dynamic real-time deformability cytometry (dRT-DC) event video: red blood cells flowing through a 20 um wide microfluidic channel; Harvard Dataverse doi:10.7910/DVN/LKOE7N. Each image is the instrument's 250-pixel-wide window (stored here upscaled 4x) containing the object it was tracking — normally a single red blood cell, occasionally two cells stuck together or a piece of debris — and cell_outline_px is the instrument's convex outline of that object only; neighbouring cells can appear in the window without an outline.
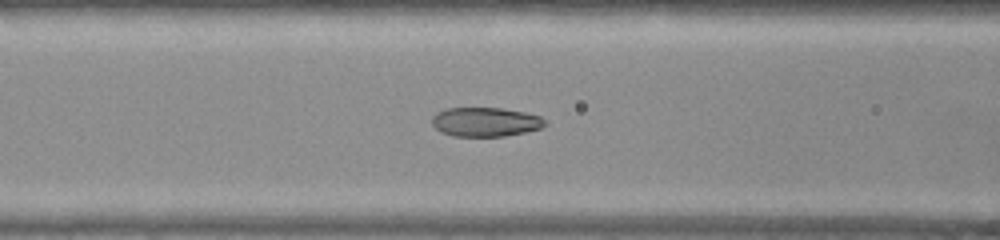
{"species": "common noctule bat (a hibernating species)", "species_latin": "Nyctalus noctula", "temperature_condition": "warm", "stored_images_in_passage": 51, "camera_frame_rate_fps": 3000, "um_per_image_px": 0.085, "animal": {"sex": "female", "body_mass_g": 22.0, "forearm_length_mm": 56.7}, "frame": {"image": 1, "passage_image": 19, "time_ms": 6.0, "image_size_px": [1000, 240], "cell_outline_px": [[548, 124], [540, 128], [524, 132], [504, 136], [452, 136], [440, 132], [432, 124], [432, 116], [436, 112], [448, 108], [500, 108], [524, 112], [540, 116]], "centroid_in_image_um": [41.23, 10.36], "position_along_channel_um": 125.4, "area_um2": 19.19}}
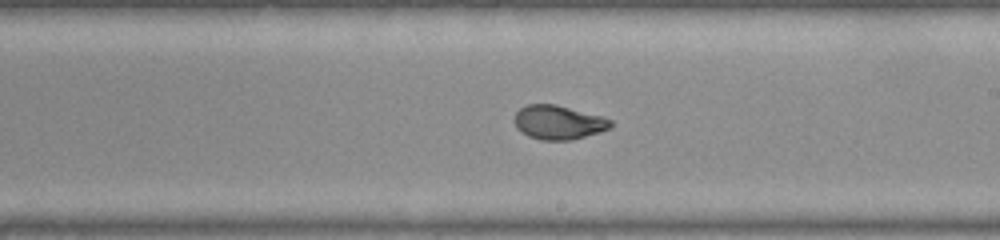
{"frame": {"image": 2, "passage_image": 28, "time_ms": 9.0, "image_size_px": [1000, 240], "cell_outline_px": [[612, 124], [608, 128], [600, 132], [572, 140], [540, 140], [528, 136], [520, 132], [516, 128], [516, 112], [520, 108], [528, 104], [556, 104], [604, 116], [612, 120]], "centroid_in_image_um": [47.48, 10.4], "position_along_channel_um": 241.5, "area_um2": 19.19}}
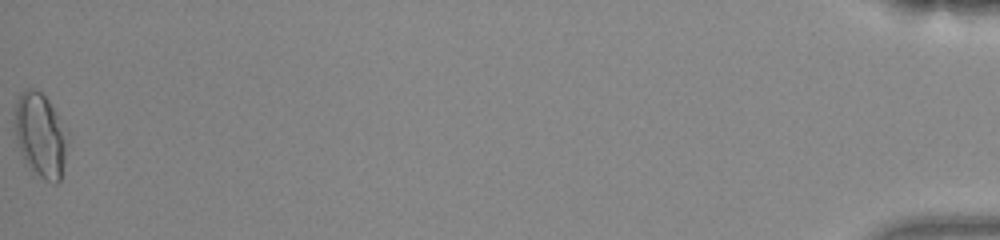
{"frame": {"image": 3, "passage_image": 51, "time_ms": 16.667, "image_size_px": [1000, 240], "cell_outline_px": [[68, 144], [60, 180], [56, 184], [52, 184], [32, 176], [20, 152], [16, 136], [16, 100], [20, 92], [24, 88], [32, 88], [40, 92], [48, 100], [68, 132]], "centroid_in_image_um": [3.45, 11.56], "position_along_channel_um": 431.7, "area_um2": 26.36}, "authors_computed_cell_mechanics": {"area_um2": 19.8254, "velocity_mm_per_s": 3.8881, "shape_relaxation_time_tau1_ms": null, "shape_relaxation_time_tau2_ms": 0.706, "deformation_change_tau1": null, "deformation_change_tau2": 0.0499}}